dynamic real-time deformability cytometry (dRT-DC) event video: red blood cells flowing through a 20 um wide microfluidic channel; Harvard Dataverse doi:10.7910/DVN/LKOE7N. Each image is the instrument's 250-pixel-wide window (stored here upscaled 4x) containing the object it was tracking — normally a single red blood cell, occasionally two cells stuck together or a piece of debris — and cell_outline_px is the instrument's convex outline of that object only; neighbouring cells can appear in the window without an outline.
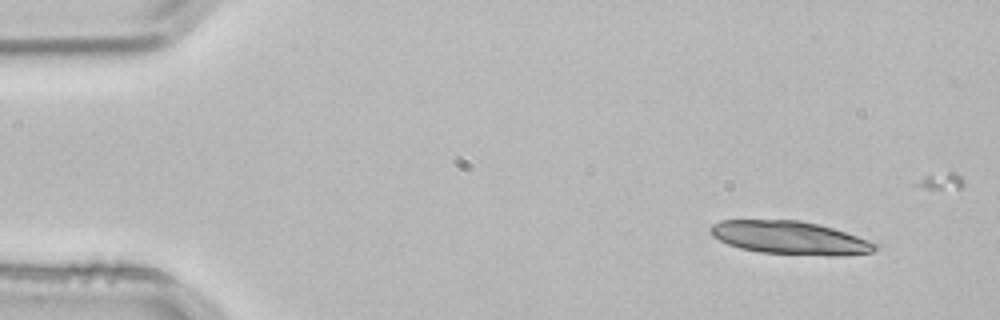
{"species": "common noctule bat (a hibernating species)", "species_latin": "Nyctalus noctula", "temperature_condition": "room temperature", "stored_images_in_passage": 4, "camera_frame_rate_fps": 3000, "um_per_image_px": 0.085, "animal": {"sex": "male", "body_mass_g": 21.5, "forearm_length_mm": 52.0}, "frame": {"image": 1, "passage_image": 1, "time_ms": 0.0, "image_size_px": [1000, 320], "cell_outline_px": [[880, 248], [872, 252], [828, 256], [760, 252], [740, 248], [728, 244], [712, 236], [708, 228], [712, 224], [720, 220], [800, 220], [832, 228], [868, 240], [876, 244]], "centroid_in_image_um": [67.09, 20.21], "position_along_channel_um": 17.9, "area_um2": 31.62}}